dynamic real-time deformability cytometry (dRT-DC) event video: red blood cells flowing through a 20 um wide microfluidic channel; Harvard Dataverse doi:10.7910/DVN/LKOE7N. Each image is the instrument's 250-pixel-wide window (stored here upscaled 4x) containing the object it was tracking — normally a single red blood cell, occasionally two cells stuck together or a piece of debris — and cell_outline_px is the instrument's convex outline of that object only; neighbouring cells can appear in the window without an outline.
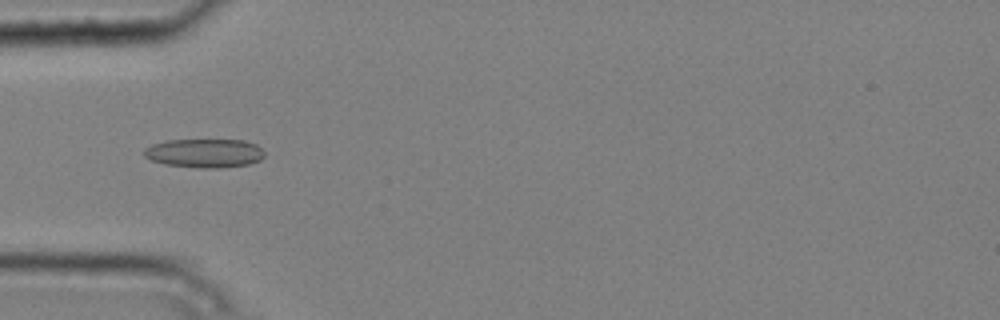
{"species": "common noctule bat (a hibernating species)", "species_latin": "Nyctalus noctula", "temperature_condition": "cold", "stored_images_in_passage": 6, "camera_frame_rate_fps": 3000, "um_per_image_px": 0.085, "animal": {"sex": "male", "body_mass_g": 20.4}, "frame": {"image": 1, "passage_image": 4, "time_ms": 1.0, "image_size_px": [1000, 320], "cell_outline_px": [[264, 156], [260, 160], [248, 164], [220, 168], [200, 168], [164, 164], [152, 160], [144, 156], [144, 148], [152, 144], [168, 140], [244, 140], [256, 144], [264, 152]], "centroid_in_image_um": [17.38, 13.02], "position_along_channel_um": 67.6, "area_um2": 20.23}}
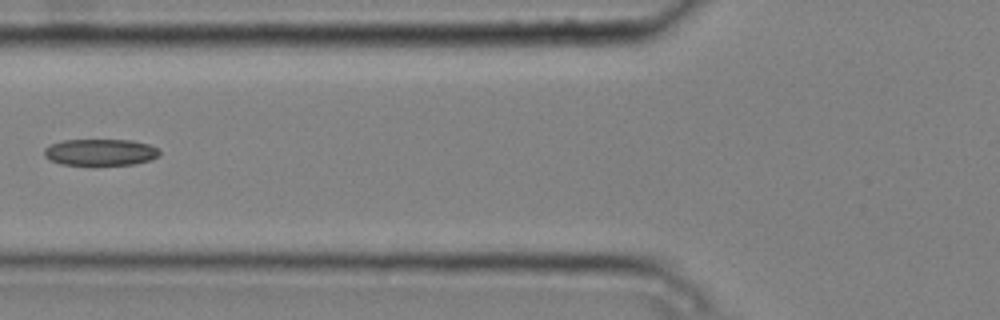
{"frame": {"image": 2, "passage_image": 5, "time_ms": 1.333, "image_size_px": [1000, 320], "cell_outline_px": [[160, 156], [152, 160], [132, 164], [96, 168], [60, 164], [48, 160], [44, 156], [44, 148], [52, 144], [64, 140], [132, 140], [148, 144], [160, 148]], "centroid_in_image_um": [8.54, 12.99], "position_along_channel_um": 117.3, "area_um2": 18.9}}
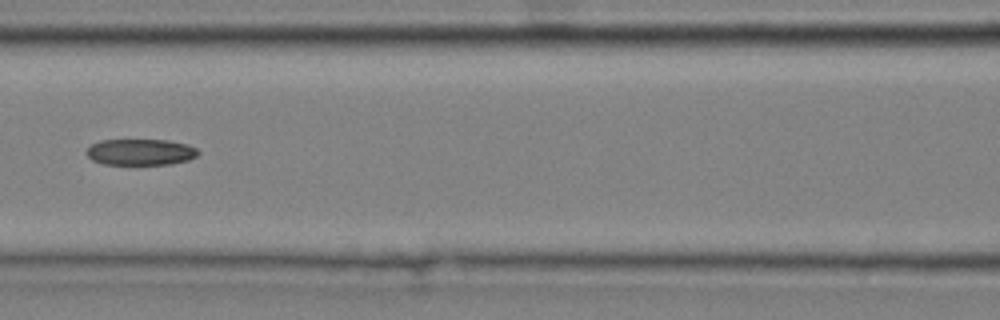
{"frame": {"image": 3, "passage_image": 6, "time_ms": 1.667, "image_size_px": [1000, 320], "cell_outline_px": [[200, 152], [196, 156], [188, 160], [172, 164], [104, 164], [92, 160], [84, 152], [92, 144], [100, 140], [168, 140], [188, 144], [196, 148]], "centroid_in_image_um": [11.95, 12.92], "position_along_channel_um": 154.7, "area_um2": 17.11}}